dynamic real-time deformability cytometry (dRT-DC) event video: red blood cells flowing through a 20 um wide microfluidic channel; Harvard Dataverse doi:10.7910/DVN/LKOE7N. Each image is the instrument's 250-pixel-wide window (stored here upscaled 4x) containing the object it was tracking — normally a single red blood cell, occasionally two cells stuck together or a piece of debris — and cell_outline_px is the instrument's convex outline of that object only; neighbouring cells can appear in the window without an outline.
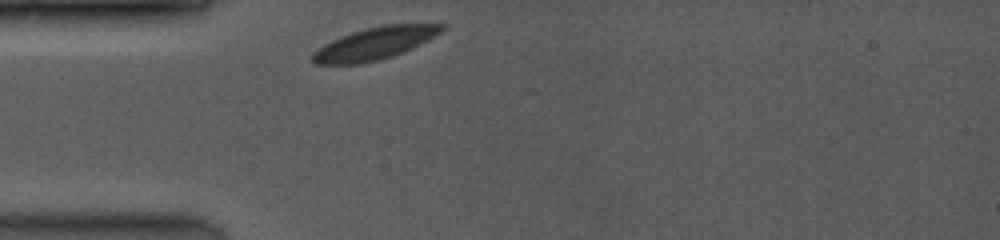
{"species": "common noctule bat (a hibernating species)", "species_latin": "Nyctalus noctula", "temperature_condition": "room temperature", "stored_images_in_passage": 42, "camera_frame_rate_fps": 3500, "um_per_image_px": 0.085, "animal": {"sex": "female", "body_mass_g": 19.0, "forearm_length_mm": 53.3}, "frame": {"image": 1, "passage_image": 1, "time_ms": 0.0, "image_size_px": [1000, 240], "cell_outline_px": [[448, 24], [440, 32], [412, 48], [392, 56], [360, 64], [316, 64], [312, 60], [312, 52], [324, 44], [340, 36], [364, 28], [384, 24]], "centroid_in_image_um": [31.81, 3.68], "position_along_channel_um": 53.2, "area_um2": 24.04}}
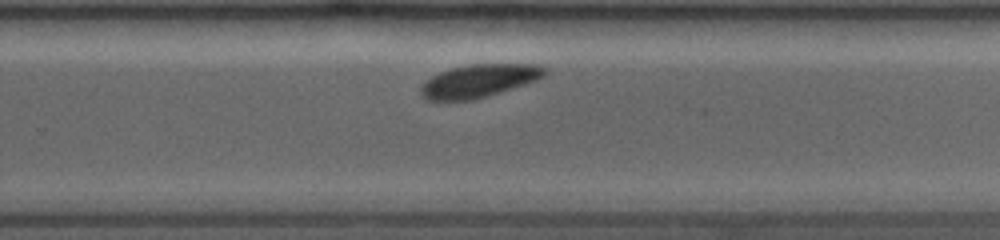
{"frame": {"image": 2, "passage_image": 29, "time_ms": 6.286, "image_size_px": [1000, 240], "cell_outline_px": [[548, 72], [544, 76], [536, 80], [524, 84], [472, 100], [428, 100], [420, 96], [420, 84], [432, 76], [440, 72], [452, 68], [472, 64], [536, 64], [548, 68]], "centroid_in_image_um": [40.69, 6.86], "position_along_channel_um": 289.1, "area_um2": 23.64}}
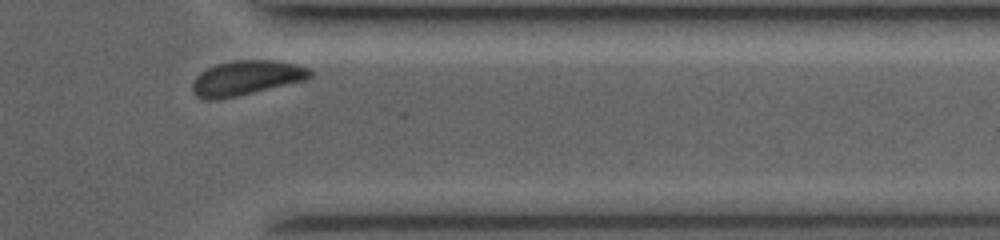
{"frame": {"image": 3, "passage_image": 40, "time_ms": 8.857, "image_size_px": [1000, 240], "cell_outline_px": [[312, 76], [304, 80], [236, 96], [216, 100], [204, 100], [196, 96], [192, 92], [192, 84], [196, 76], [200, 72], [216, 64], [236, 60], [272, 60], [296, 64], [308, 68], [312, 72]], "centroid_in_image_um": [20.88, 6.62], "position_along_channel_um": 390.5, "area_um2": 23.58}, "authors_computed_cell_mechanics": {"area_um2": 24.5072, "velocity_mm_per_s": 3.8919, "shape_relaxation_time_tau1_ms": 1.9134, "shape_relaxation_time_tau2_ms": null, "deformation_change_tau1": 0.0573, "deformation_change_tau2": null}}